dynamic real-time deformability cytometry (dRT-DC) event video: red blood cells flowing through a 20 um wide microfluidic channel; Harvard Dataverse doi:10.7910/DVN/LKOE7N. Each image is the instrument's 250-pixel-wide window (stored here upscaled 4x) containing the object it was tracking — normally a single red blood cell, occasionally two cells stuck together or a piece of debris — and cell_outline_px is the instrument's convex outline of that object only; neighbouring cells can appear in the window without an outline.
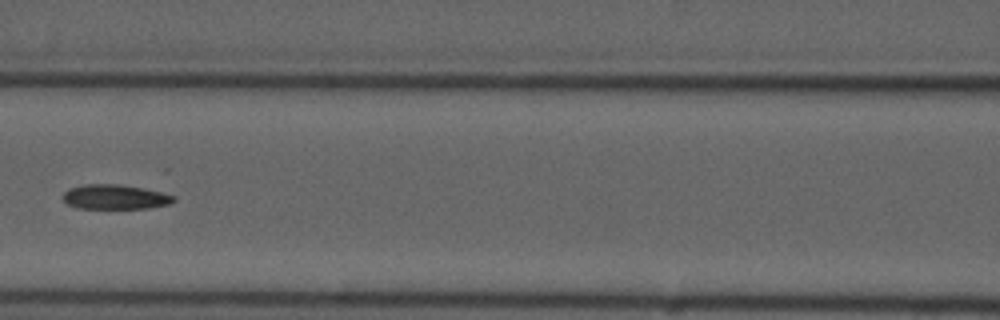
{"species": "common noctule bat (a hibernating species)", "species_latin": "Nyctalus noctula", "temperature_condition": "cold", "stored_images_in_passage": 9, "segment_of_instrument_passage": [2, 2], "camera_frame_rate_fps": 3000, "um_per_image_px": 0.085, "animal": {"sex": "male", "forearm_length_mm": 52.5}, "frame": {"image": 1, "passage_image": 6, "time_ms": 7.0, "image_size_px": [1000, 320], "cell_outline_px": [[176, 200], [172, 204], [148, 208], [76, 208], [68, 204], [64, 200], [64, 192], [68, 188], [84, 184], [120, 184], [164, 192], [176, 196]], "centroid_in_image_um": [9.83, 16.73], "position_along_channel_um": 156.8, "area_um2": 16.07}}
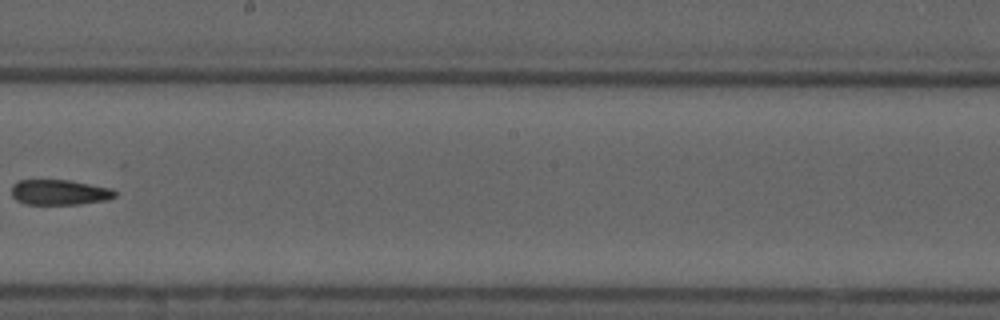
{"frame": {"image": 2, "passage_image": 8, "time_ms": 9.333, "image_size_px": [1000, 320], "cell_outline_px": [[116, 196], [108, 200], [80, 204], [24, 204], [16, 200], [12, 196], [12, 184], [20, 180], [68, 180], [112, 188], [116, 192]], "centroid_in_image_um": [5.06, 16.35], "position_along_channel_um": 243.1, "area_um2": 15.32}}
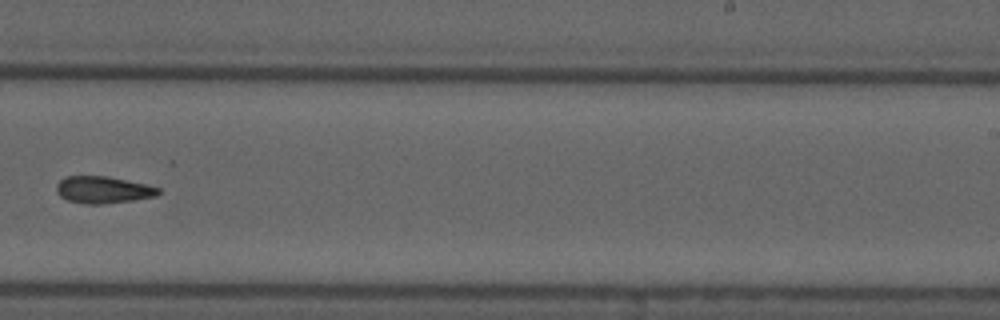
{"frame": {"image": 3, "passage_image": 9, "time_ms": 10.333, "image_size_px": [1000, 320], "cell_outline_px": [[160, 192], [156, 196], [132, 200], [100, 204], [84, 204], [68, 200], [60, 196], [56, 192], [56, 184], [64, 176], [108, 176], [148, 184], [160, 188]], "centroid_in_image_um": [8.75, 16.12], "position_along_channel_um": 280.2, "area_um2": 16.13}}